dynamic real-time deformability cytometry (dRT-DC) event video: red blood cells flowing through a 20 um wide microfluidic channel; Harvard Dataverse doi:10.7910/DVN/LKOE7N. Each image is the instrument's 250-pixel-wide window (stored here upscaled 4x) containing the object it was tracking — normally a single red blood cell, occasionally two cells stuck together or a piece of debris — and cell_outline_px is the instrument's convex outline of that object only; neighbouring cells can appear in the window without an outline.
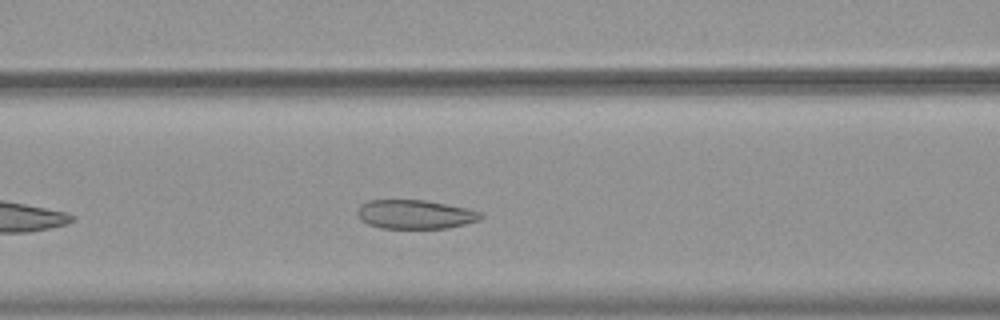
{"species": "common noctule bat (a hibernating species)", "species_latin": "Nyctalus noctula", "temperature_condition": "warm", "stored_images_in_passage": 17, "camera_frame_rate_fps": 3000, "um_per_image_px": 0.085, "animal": {"sex": "female", "body_mass_g": 19.9}, "frame": {"image": 1, "passage_image": 10, "time_ms": 3.0, "image_size_px": [1000, 320], "cell_outline_px": [[484, 216], [480, 220], [448, 228], [380, 228], [368, 224], [360, 220], [356, 212], [360, 204], [368, 200], [424, 200], [468, 208], [484, 212]], "centroid_in_image_um": [35.29, 18.22], "position_along_channel_um": 131.3, "area_um2": 21.04}}
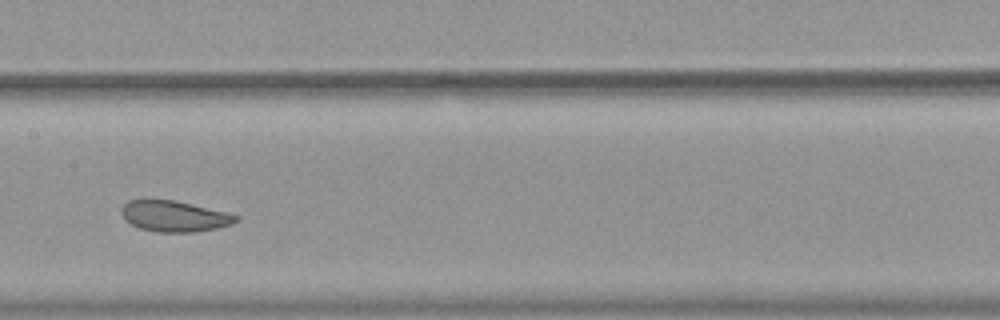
{"frame": {"image": 2, "passage_image": 15, "time_ms": 4.667, "image_size_px": [1000, 320], "cell_outline_px": [[240, 220], [216, 228], [196, 232], [156, 232], [140, 228], [124, 220], [120, 212], [120, 208], [128, 200], [144, 196], [172, 200], [228, 212], [240, 216]], "centroid_in_image_um": [14.73, 18.34], "position_along_channel_um": 192.7, "area_um2": 21.21}}